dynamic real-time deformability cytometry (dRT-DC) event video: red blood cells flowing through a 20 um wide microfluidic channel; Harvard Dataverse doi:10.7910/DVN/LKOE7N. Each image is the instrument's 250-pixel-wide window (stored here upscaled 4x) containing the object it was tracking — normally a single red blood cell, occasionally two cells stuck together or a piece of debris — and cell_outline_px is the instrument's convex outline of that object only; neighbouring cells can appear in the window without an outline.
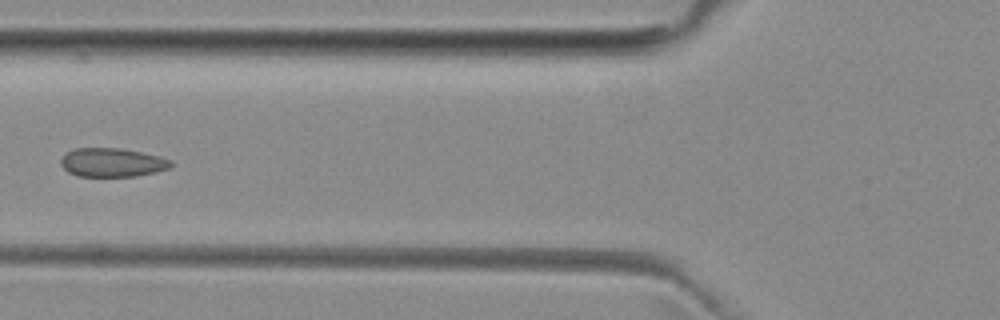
{"species": "common noctule bat (a hibernating species)", "species_latin": "Nyctalus noctula", "temperature_condition": "room temperature", "stored_images_in_passage": 5, "camera_frame_rate_fps": 3000, "um_per_image_px": 0.085, "animal": {"sex": "female", "body_mass_g": 29.2, "forearm_length_mm": 56.3}, "frame": {"image": 1, "passage_image": 5, "time_ms": 4.667, "image_size_px": [1000, 320], "cell_outline_px": [[176, 164], [168, 168], [156, 172], [136, 176], [76, 176], [68, 172], [60, 164], [60, 160], [68, 152], [76, 148], [120, 148], [160, 156], [172, 160]], "centroid_in_image_um": [9.57, 13.81], "position_along_channel_um": 116.2, "area_um2": 18.5}}